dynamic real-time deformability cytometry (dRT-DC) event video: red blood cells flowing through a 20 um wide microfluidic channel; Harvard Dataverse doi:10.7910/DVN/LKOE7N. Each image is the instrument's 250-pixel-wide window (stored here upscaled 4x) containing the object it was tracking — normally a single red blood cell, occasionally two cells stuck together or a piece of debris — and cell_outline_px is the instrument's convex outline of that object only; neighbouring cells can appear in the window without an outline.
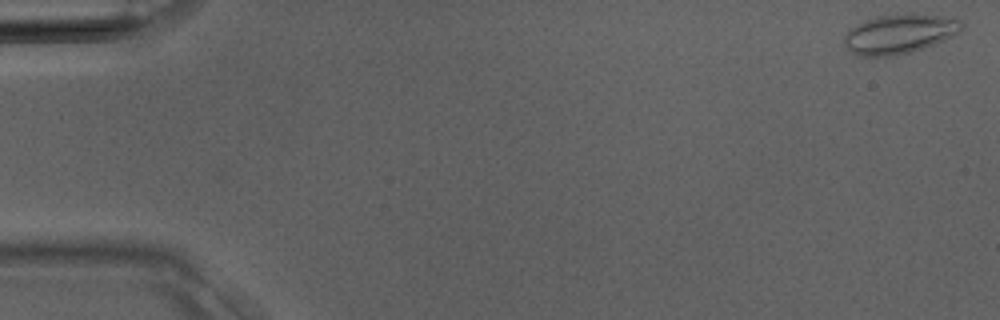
{"species": "Egyptian fruit bat (a non-hibernating species)", "species_latin": "Rousettus aegyptiacus", "temperature_condition": "room temperature", "stored_images_in_passage": 39, "segment_of_instrument_passage": [1, 2], "camera_frame_rate_fps": 3000, "um_per_image_px": 0.085, "animal": {"sex": "male"}, "frame": {"image": 1, "passage_image": 1, "time_ms": 0.0, "image_size_px": [1000, 320], "cell_outline_px": [[964, 28], [952, 36], [944, 40], [912, 52], [892, 56], [860, 56], [852, 52], [844, 44], [844, 36], [856, 24], [864, 20], [876, 16], [904, 12], [912, 12], [940, 16], [960, 20], [964, 24]], "centroid_in_image_um": [76.46, 2.86], "position_along_channel_um": 8.5, "area_um2": 27.22}}
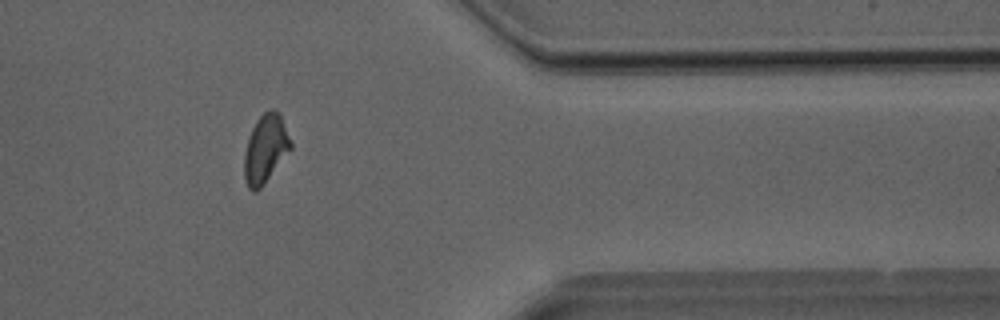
{"frame": {"image": 2, "passage_image": 31, "time_ms": 10.0, "image_size_px": [1000, 320], "cell_outline_px": [[292, 148], [264, 184], [256, 192], [252, 192], [248, 188], [244, 180], [244, 152], [248, 136], [256, 120], [264, 112], [272, 108], [280, 112], [292, 144]], "centroid_in_image_um": [22.55, 12.65], "position_along_channel_um": 388.8, "area_um2": 18.73}}
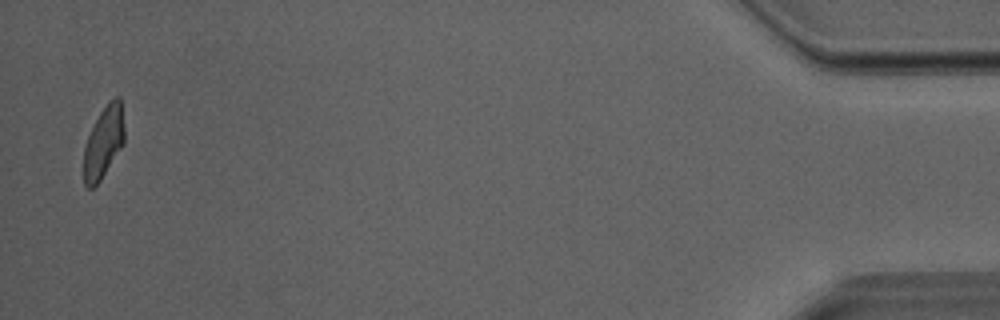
{"frame": {"image": 3, "passage_image": 37, "time_ms": 12.0, "image_size_px": [1000, 320], "cell_outline_px": [[124, 144], [100, 180], [92, 188], [88, 188], [84, 184], [84, 148], [88, 136], [100, 112], [108, 100], [116, 96], [120, 96], [124, 128]], "centroid_in_image_um": [8.82, 12.06], "position_along_channel_um": 426.4, "area_um2": 16.88}}